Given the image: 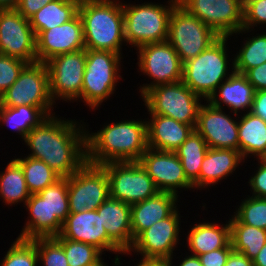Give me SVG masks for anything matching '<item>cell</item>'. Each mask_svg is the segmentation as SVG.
<instances>
[{
    "mask_svg": "<svg viewBox=\"0 0 266 266\" xmlns=\"http://www.w3.org/2000/svg\"><path fill=\"white\" fill-rule=\"evenodd\" d=\"M78 14L83 25L85 49L122 55V45H126L122 1H81Z\"/></svg>",
    "mask_w": 266,
    "mask_h": 266,
    "instance_id": "3957f363",
    "label": "cell"
},
{
    "mask_svg": "<svg viewBox=\"0 0 266 266\" xmlns=\"http://www.w3.org/2000/svg\"><path fill=\"white\" fill-rule=\"evenodd\" d=\"M64 249L69 266H93L101 261L105 254L91 244L72 241L66 238H54Z\"/></svg>",
    "mask_w": 266,
    "mask_h": 266,
    "instance_id": "d590c367",
    "label": "cell"
},
{
    "mask_svg": "<svg viewBox=\"0 0 266 266\" xmlns=\"http://www.w3.org/2000/svg\"><path fill=\"white\" fill-rule=\"evenodd\" d=\"M238 136L239 151L244 161L252 156L257 161L266 151V122L251 112L239 115Z\"/></svg>",
    "mask_w": 266,
    "mask_h": 266,
    "instance_id": "83f0119b",
    "label": "cell"
},
{
    "mask_svg": "<svg viewBox=\"0 0 266 266\" xmlns=\"http://www.w3.org/2000/svg\"><path fill=\"white\" fill-rule=\"evenodd\" d=\"M109 180L101 165L86 162L68 177L70 213L96 210L109 197Z\"/></svg>",
    "mask_w": 266,
    "mask_h": 266,
    "instance_id": "5bb4252c",
    "label": "cell"
},
{
    "mask_svg": "<svg viewBox=\"0 0 266 266\" xmlns=\"http://www.w3.org/2000/svg\"><path fill=\"white\" fill-rule=\"evenodd\" d=\"M152 178L159 192H169L179 196V190L194 189L187 179L180 159L174 152L147 148L138 161Z\"/></svg>",
    "mask_w": 266,
    "mask_h": 266,
    "instance_id": "d6986e66",
    "label": "cell"
},
{
    "mask_svg": "<svg viewBox=\"0 0 266 266\" xmlns=\"http://www.w3.org/2000/svg\"><path fill=\"white\" fill-rule=\"evenodd\" d=\"M79 3L78 0H55L47 3L29 19L35 35L71 20L78 13Z\"/></svg>",
    "mask_w": 266,
    "mask_h": 266,
    "instance_id": "f1b7e54d",
    "label": "cell"
},
{
    "mask_svg": "<svg viewBox=\"0 0 266 266\" xmlns=\"http://www.w3.org/2000/svg\"><path fill=\"white\" fill-rule=\"evenodd\" d=\"M244 75L253 85L255 91L266 90V62L249 69Z\"/></svg>",
    "mask_w": 266,
    "mask_h": 266,
    "instance_id": "ee69618b",
    "label": "cell"
},
{
    "mask_svg": "<svg viewBox=\"0 0 266 266\" xmlns=\"http://www.w3.org/2000/svg\"><path fill=\"white\" fill-rule=\"evenodd\" d=\"M205 103L201 107L195 130L202 136L209 148L239 151V115L230 111V115L225 114L224 109L217 108L207 101Z\"/></svg>",
    "mask_w": 266,
    "mask_h": 266,
    "instance_id": "ffe728a7",
    "label": "cell"
},
{
    "mask_svg": "<svg viewBox=\"0 0 266 266\" xmlns=\"http://www.w3.org/2000/svg\"><path fill=\"white\" fill-rule=\"evenodd\" d=\"M37 248L38 262L43 266H69L63 247L53 238H34L31 240Z\"/></svg>",
    "mask_w": 266,
    "mask_h": 266,
    "instance_id": "f35d334b",
    "label": "cell"
},
{
    "mask_svg": "<svg viewBox=\"0 0 266 266\" xmlns=\"http://www.w3.org/2000/svg\"><path fill=\"white\" fill-rule=\"evenodd\" d=\"M0 105L35 106L42 108L49 116L55 115L46 64L38 61L27 64L18 79L0 96Z\"/></svg>",
    "mask_w": 266,
    "mask_h": 266,
    "instance_id": "30bf717a",
    "label": "cell"
},
{
    "mask_svg": "<svg viewBox=\"0 0 266 266\" xmlns=\"http://www.w3.org/2000/svg\"><path fill=\"white\" fill-rule=\"evenodd\" d=\"M229 225L233 250L253 260L266 243V230L243 224L234 215Z\"/></svg>",
    "mask_w": 266,
    "mask_h": 266,
    "instance_id": "4dcf8cb0",
    "label": "cell"
},
{
    "mask_svg": "<svg viewBox=\"0 0 266 266\" xmlns=\"http://www.w3.org/2000/svg\"><path fill=\"white\" fill-rule=\"evenodd\" d=\"M53 238H66L72 241L94 245L103 253L109 251L115 253L113 266H119L121 257L118 254L125 253L108 237L102 225L101 215L97 210H83L79 213H70L63 223L61 233ZM117 254V255H116ZM120 259V260H119Z\"/></svg>",
    "mask_w": 266,
    "mask_h": 266,
    "instance_id": "ac0fdd59",
    "label": "cell"
},
{
    "mask_svg": "<svg viewBox=\"0 0 266 266\" xmlns=\"http://www.w3.org/2000/svg\"><path fill=\"white\" fill-rule=\"evenodd\" d=\"M24 207L29 215L17 238L32 240L58 236L70 214L68 178H60L37 194H31Z\"/></svg>",
    "mask_w": 266,
    "mask_h": 266,
    "instance_id": "277c9868",
    "label": "cell"
},
{
    "mask_svg": "<svg viewBox=\"0 0 266 266\" xmlns=\"http://www.w3.org/2000/svg\"><path fill=\"white\" fill-rule=\"evenodd\" d=\"M86 130L87 162L93 165L138 162L148 148L145 119L107 123L94 133Z\"/></svg>",
    "mask_w": 266,
    "mask_h": 266,
    "instance_id": "7a4b0ae2",
    "label": "cell"
},
{
    "mask_svg": "<svg viewBox=\"0 0 266 266\" xmlns=\"http://www.w3.org/2000/svg\"><path fill=\"white\" fill-rule=\"evenodd\" d=\"M141 98L148 109V114L173 118L191 125L194 129L203 106L201 102L206 101L182 81L157 85L149 89Z\"/></svg>",
    "mask_w": 266,
    "mask_h": 266,
    "instance_id": "ba28073f",
    "label": "cell"
},
{
    "mask_svg": "<svg viewBox=\"0 0 266 266\" xmlns=\"http://www.w3.org/2000/svg\"><path fill=\"white\" fill-rule=\"evenodd\" d=\"M136 50L138 70L153 80L150 83L140 85L141 97L157 85L182 81L183 63L168 41L148 43Z\"/></svg>",
    "mask_w": 266,
    "mask_h": 266,
    "instance_id": "8fae6325",
    "label": "cell"
},
{
    "mask_svg": "<svg viewBox=\"0 0 266 266\" xmlns=\"http://www.w3.org/2000/svg\"><path fill=\"white\" fill-rule=\"evenodd\" d=\"M226 224L199 222L187 232L186 244L192 255L199 256L219 248H233L230 239L229 220Z\"/></svg>",
    "mask_w": 266,
    "mask_h": 266,
    "instance_id": "4316f807",
    "label": "cell"
},
{
    "mask_svg": "<svg viewBox=\"0 0 266 266\" xmlns=\"http://www.w3.org/2000/svg\"><path fill=\"white\" fill-rule=\"evenodd\" d=\"M14 159L23 169L26 185L31 194H37L61 178L42 160L30 156Z\"/></svg>",
    "mask_w": 266,
    "mask_h": 266,
    "instance_id": "836d02e7",
    "label": "cell"
},
{
    "mask_svg": "<svg viewBox=\"0 0 266 266\" xmlns=\"http://www.w3.org/2000/svg\"><path fill=\"white\" fill-rule=\"evenodd\" d=\"M28 63L0 54V96L18 79Z\"/></svg>",
    "mask_w": 266,
    "mask_h": 266,
    "instance_id": "60d3db41",
    "label": "cell"
},
{
    "mask_svg": "<svg viewBox=\"0 0 266 266\" xmlns=\"http://www.w3.org/2000/svg\"><path fill=\"white\" fill-rule=\"evenodd\" d=\"M178 2L219 36L235 37L242 29L244 0H178Z\"/></svg>",
    "mask_w": 266,
    "mask_h": 266,
    "instance_id": "9a60e30c",
    "label": "cell"
},
{
    "mask_svg": "<svg viewBox=\"0 0 266 266\" xmlns=\"http://www.w3.org/2000/svg\"><path fill=\"white\" fill-rule=\"evenodd\" d=\"M5 170L0 172V199L4 205H18V203H25L31 196L29 192L23 169L21 165L15 160H10L7 163Z\"/></svg>",
    "mask_w": 266,
    "mask_h": 266,
    "instance_id": "1f68e13d",
    "label": "cell"
},
{
    "mask_svg": "<svg viewBox=\"0 0 266 266\" xmlns=\"http://www.w3.org/2000/svg\"><path fill=\"white\" fill-rule=\"evenodd\" d=\"M240 203L234 216L243 224L266 230V198L246 195Z\"/></svg>",
    "mask_w": 266,
    "mask_h": 266,
    "instance_id": "8d00e7d4",
    "label": "cell"
},
{
    "mask_svg": "<svg viewBox=\"0 0 266 266\" xmlns=\"http://www.w3.org/2000/svg\"><path fill=\"white\" fill-rule=\"evenodd\" d=\"M49 115L40 107L21 105L17 107H7L0 105L1 126H8L18 133L21 141L36 126H39ZM6 124V125H5Z\"/></svg>",
    "mask_w": 266,
    "mask_h": 266,
    "instance_id": "f546056e",
    "label": "cell"
},
{
    "mask_svg": "<svg viewBox=\"0 0 266 266\" xmlns=\"http://www.w3.org/2000/svg\"><path fill=\"white\" fill-rule=\"evenodd\" d=\"M261 24L266 25V0H244L243 25L237 33H250Z\"/></svg>",
    "mask_w": 266,
    "mask_h": 266,
    "instance_id": "ab89813d",
    "label": "cell"
},
{
    "mask_svg": "<svg viewBox=\"0 0 266 266\" xmlns=\"http://www.w3.org/2000/svg\"><path fill=\"white\" fill-rule=\"evenodd\" d=\"M147 121L148 147L174 152L192 133L191 125L162 115L150 114Z\"/></svg>",
    "mask_w": 266,
    "mask_h": 266,
    "instance_id": "484cf974",
    "label": "cell"
},
{
    "mask_svg": "<svg viewBox=\"0 0 266 266\" xmlns=\"http://www.w3.org/2000/svg\"><path fill=\"white\" fill-rule=\"evenodd\" d=\"M219 37L213 29L190 14L179 3L173 8L167 41L177 52L182 63L198 56Z\"/></svg>",
    "mask_w": 266,
    "mask_h": 266,
    "instance_id": "9c48e42d",
    "label": "cell"
},
{
    "mask_svg": "<svg viewBox=\"0 0 266 266\" xmlns=\"http://www.w3.org/2000/svg\"><path fill=\"white\" fill-rule=\"evenodd\" d=\"M19 0H0V9H15Z\"/></svg>",
    "mask_w": 266,
    "mask_h": 266,
    "instance_id": "816d5d0a",
    "label": "cell"
},
{
    "mask_svg": "<svg viewBox=\"0 0 266 266\" xmlns=\"http://www.w3.org/2000/svg\"><path fill=\"white\" fill-rule=\"evenodd\" d=\"M105 260L102 259L101 261H99L97 264L93 265V266H108V263L106 265V263L104 262Z\"/></svg>",
    "mask_w": 266,
    "mask_h": 266,
    "instance_id": "db71d44e",
    "label": "cell"
},
{
    "mask_svg": "<svg viewBox=\"0 0 266 266\" xmlns=\"http://www.w3.org/2000/svg\"><path fill=\"white\" fill-rule=\"evenodd\" d=\"M228 38L231 39L229 36H220L198 56L183 63L182 82L206 101L234 73V59L228 58L226 47ZM231 65L232 70H229L228 66Z\"/></svg>",
    "mask_w": 266,
    "mask_h": 266,
    "instance_id": "5b68a950",
    "label": "cell"
},
{
    "mask_svg": "<svg viewBox=\"0 0 266 266\" xmlns=\"http://www.w3.org/2000/svg\"><path fill=\"white\" fill-rule=\"evenodd\" d=\"M244 163L240 151L209 148L201 164L199 177L192 183L194 189L201 190L226 179ZM226 177V178H225Z\"/></svg>",
    "mask_w": 266,
    "mask_h": 266,
    "instance_id": "cb8c5ba5",
    "label": "cell"
},
{
    "mask_svg": "<svg viewBox=\"0 0 266 266\" xmlns=\"http://www.w3.org/2000/svg\"><path fill=\"white\" fill-rule=\"evenodd\" d=\"M250 112L266 122V90L255 91Z\"/></svg>",
    "mask_w": 266,
    "mask_h": 266,
    "instance_id": "bcb514c9",
    "label": "cell"
},
{
    "mask_svg": "<svg viewBox=\"0 0 266 266\" xmlns=\"http://www.w3.org/2000/svg\"><path fill=\"white\" fill-rule=\"evenodd\" d=\"M85 49L83 25L77 13L60 26L36 34L37 61L46 63L52 57Z\"/></svg>",
    "mask_w": 266,
    "mask_h": 266,
    "instance_id": "44dd1931",
    "label": "cell"
},
{
    "mask_svg": "<svg viewBox=\"0 0 266 266\" xmlns=\"http://www.w3.org/2000/svg\"><path fill=\"white\" fill-rule=\"evenodd\" d=\"M258 163V166L255 167L257 170H254L247 183L250 187L249 191L252 192L251 196L266 198V165L259 160Z\"/></svg>",
    "mask_w": 266,
    "mask_h": 266,
    "instance_id": "b9f144b4",
    "label": "cell"
},
{
    "mask_svg": "<svg viewBox=\"0 0 266 266\" xmlns=\"http://www.w3.org/2000/svg\"><path fill=\"white\" fill-rule=\"evenodd\" d=\"M96 210L108 237L126 254L133 244L131 205L109 196Z\"/></svg>",
    "mask_w": 266,
    "mask_h": 266,
    "instance_id": "7402d4cb",
    "label": "cell"
},
{
    "mask_svg": "<svg viewBox=\"0 0 266 266\" xmlns=\"http://www.w3.org/2000/svg\"><path fill=\"white\" fill-rule=\"evenodd\" d=\"M178 197L173 193L158 192L151 198L131 205L133 241L142 231L169 217L178 208Z\"/></svg>",
    "mask_w": 266,
    "mask_h": 266,
    "instance_id": "d4e9b609",
    "label": "cell"
},
{
    "mask_svg": "<svg viewBox=\"0 0 266 266\" xmlns=\"http://www.w3.org/2000/svg\"><path fill=\"white\" fill-rule=\"evenodd\" d=\"M255 89L246 76L234 71L224 80L207 100L211 105L230 109L231 113L239 115L250 112L254 100ZM241 111V112H240Z\"/></svg>",
    "mask_w": 266,
    "mask_h": 266,
    "instance_id": "603a6c76",
    "label": "cell"
},
{
    "mask_svg": "<svg viewBox=\"0 0 266 266\" xmlns=\"http://www.w3.org/2000/svg\"><path fill=\"white\" fill-rule=\"evenodd\" d=\"M254 266H266V243L253 259Z\"/></svg>",
    "mask_w": 266,
    "mask_h": 266,
    "instance_id": "f907efd6",
    "label": "cell"
},
{
    "mask_svg": "<svg viewBox=\"0 0 266 266\" xmlns=\"http://www.w3.org/2000/svg\"><path fill=\"white\" fill-rule=\"evenodd\" d=\"M257 160L266 165V151Z\"/></svg>",
    "mask_w": 266,
    "mask_h": 266,
    "instance_id": "f5cc1de1",
    "label": "cell"
},
{
    "mask_svg": "<svg viewBox=\"0 0 266 266\" xmlns=\"http://www.w3.org/2000/svg\"><path fill=\"white\" fill-rule=\"evenodd\" d=\"M0 266H37L38 253L31 240L16 238L5 252Z\"/></svg>",
    "mask_w": 266,
    "mask_h": 266,
    "instance_id": "74e56055",
    "label": "cell"
},
{
    "mask_svg": "<svg viewBox=\"0 0 266 266\" xmlns=\"http://www.w3.org/2000/svg\"><path fill=\"white\" fill-rule=\"evenodd\" d=\"M178 264V266H203L199 257L192 254L188 256L185 255L182 261H180Z\"/></svg>",
    "mask_w": 266,
    "mask_h": 266,
    "instance_id": "681fc988",
    "label": "cell"
},
{
    "mask_svg": "<svg viewBox=\"0 0 266 266\" xmlns=\"http://www.w3.org/2000/svg\"><path fill=\"white\" fill-rule=\"evenodd\" d=\"M122 55L103 50L86 49V65L80 101L96 110L117 90L121 77ZM120 67V68H119ZM116 87V88H115Z\"/></svg>",
    "mask_w": 266,
    "mask_h": 266,
    "instance_id": "52a82bcc",
    "label": "cell"
},
{
    "mask_svg": "<svg viewBox=\"0 0 266 266\" xmlns=\"http://www.w3.org/2000/svg\"><path fill=\"white\" fill-rule=\"evenodd\" d=\"M0 54L28 64L37 62L36 35L16 9H0Z\"/></svg>",
    "mask_w": 266,
    "mask_h": 266,
    "instance_id": "e0dca14e",
    "label": "cell"
},
{
    "mask_svg": "<svg viewBox=\"0 0 266 266\" xmlns=\"http://www.w3.org/2000/svg\"><path fill=\"white\" fill-rule=\"evenodd\" d=\"M101 166L107 172L109 195L113 199L133 205L159 192L139 162H110Z\"/></svg>",
    "mask_w": 266,
    "mask_h": 266,
    "instance_id": "7c38bea8",
    "label": "cell"
},
{
    "mask_svg": "<svg viewBox=\"0 0 266 266\" xmlns=\"http://www.w3.org/2000/svg\"><path fill=\"white\" fill-rule=\"evenodd\" d=\"M52 1L55 0H19L15 9L29 20L43 6Z\"/></svg>",
    "mask_w": 266,
    "mask_h": 266,
    "instance_id": "f6af8a7d",
    "label": "cell"
},
{
    "mask_svg": "<svg viewBox=\"0 0 266 266\" xmlns=\"http://www.w3.org/2000/svg\"><path fill=\"white\" fill-rule=\"evenodd\" d=\"M224 266H254L253 260L240 252L232 250Z\"/></svg>",
    "mask_w": 266,
    "mask_h": 266,
    "instance_id": "7dc6e473",
    "label": "cell"
},
{
    "mask_svg": "<svg viewBox=\"0 0 266 266\" xmlns=\"http://www.w3.org/2000/svg\"><path fill=\"white\" fill-rule=\"evenodd\" d=\"M178 208L167 218L154 223L142 231L133 241L127 255H141V258H172L180 243L181 218ZM175 255H174V254Z\"/></svg>",
    "mask_w": 266,
    "mask_h": 266,
    "instance_id": "2e32d148",
    "label": "cell"
},
{
    "mask_svg": "<svg viewBox=\"0 0 266 266\" xmlns=\"http://www.w3.org/2000/svg\"><path fill=\"white\" fill-rule=\"evenodd\" d=\"M244 38L245 40L234 56V71L245 74L249 69L266 62V32Z\"/></svg>",
    "mask_w": 266,
    "mask_h": 266,
    "instance_id": "e575fe53",
    "label": "cell"
},
{
    "mask_svg": "<svg viewBox=\"0 0 266 266\" xmlns=\"http://www.w3.org/2000/svg\"><path fill=\"white\" fill-rule=\"evenodd\" d=\"M52 115L34 127L24 140L28 155L42 160L61 178H68L87 162L86 123ZM82 123V124H81Z\"/></svg>",
    "mask_w": 266,
    "mask_h": 266,
    "instance_id": "6da1fadb",
    "label": "cell"
},
{
    "mask_svg": "<svg viewBox=\"0 0 266 266\" xmlns=\"http://www.w3.org/2000/svg\"><path fill=\"white\" fill-rule=\"evenodd\" d=\"M232 250L233 248H219L198 257L203 266H224Z\"/></svg>",
    "mask_w": 266,
    "mask_h": 266,
    "instance_id": "7bdbcfd3",
    "label": "cell"
},
{
    "mask_svg": "<svg viewBox=\"0 0 266 266\" xmlns=\"http://www.w3.org/2000/svg\"><path fill=\"white\" fill-rule=\"evenodd\" d=\"M49 74L50 95L57 100L80 102L83 75L86 65V49L52 57L46 63Z\"/></svg>",
    "mask_w": 266,
    "mask_h": 266,
    "instance_id": "4fadbf2b",
    "label": "cell"
},
{
    "mask_svg": "<svg viewBox=\"0 0 266 266\" xmlns=\"http://www.w3.org/2000/svg\"><path fill=\"white\" fill-rule=\"evenodd\" d=\"M122 2L124 14V37L126 45L136 50L148 43L167 41L169 19L178 0H168V4L144 2L130 4Z\"/></svg>",
    "mask_w": 266,
    "mask_h": 266,
    "instance_id": "8992f818",
    "label": "cell"
},
{
    "mask_svg": "<svg viewBox=\"0 0 266 266\" xmlns=\"http://www.w3.org/2000/svg\"><path fill=\"white\" fill-rule=\"evenodd\" d=\"M208 149L205 140L194 129L183 144L174 151L181 161L185 176L191 183L199 177L201 164Z\"/></svg>",
    "mask_w": 266,
    "mask_h": 266,
    "instance_id": "d6a6232c",
    "label": "cell"
},
{
    "mask_svg": "<svg viewBox=\"0 0 266 266\" xmlns=\"http://www.w3.org/2000/svg\"><path fill=\"white\" fill-rule=\"evenodd\" d=\"M172 258H140L134 266H172Z\"/></svg>",
    "mask_w": 266,
    "mask_h": 266,
    "instance_id": "c3c4849f",
    "label": "cell"
}]
</instances>
